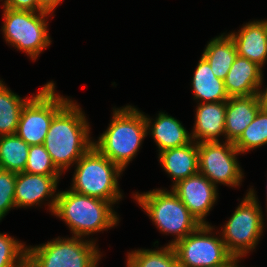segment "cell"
<instances>
[{"mask_svg": "<svg viewBox=\"0 0 267 267\" xmlns=\"http://www.w3.org/2000/svg\"><path fill=\"white\" fill-rule=\"evenodd\" d=\"M85 117L70 100L52 119L43 145L60 171L76 163L93 146Z\"/></svg>", "mask_w": 267, "mask_h": 267, "instance_id": "1", "label": "cell"}, {"mask_svg": "<svg viewBox=\"0 0 267 267\" xmlns=\"http://www.w3.org/2000/svg\"><path fill=\"white\" fill-rule=\"evenodd\" d=\"M51 199V212L65 221L75 237L106 230L119 221L109 201L72 190L58 192Z\"/></svg>", "mask_w": 267, "mask_h": 267, "instance_id": "2", "label": "cell"}, {"mask_svg": "<svg viewBox=\"0 0 267 267\" xmlns=\"http://www.w3.org/2000/svg\"><path fill=\"white\" fill-rule=\"evenodd\" d=\"M144 113L132 106L114 109L109 127L93 145L122 170L136 155L147 133Z\"/></svg>", "mask_w": 267, "mask_h": 267, "instance_id": "3", "label": "cell"}, {"mask_svg": "<svg viewBox=\"0 0 267 267\" xmlns=\"http://www.w3.org/2000/svg\"><path fill=\"white\" fill-rule=\"evenodd\" d=\"M72 191L115 204L122 198L118 177L123 171L94 145L77 161Z\"/></svg>", "mask_w": 267, "mask_h": 267, "instance_id": "4", "label": "cell"}, {"mask_svg": "<svg viewBox=\"0 0 267 267\" xmlns=\"http://www.w3.org/2000/svg\"><path fill=\"white\" fill-rule=\"evenodd\" d=\"M134 197L160 231L177 235L171 246L201 225L172 190L156 189Z\"/></svg>", "mask_w": 267, "mask_h": 267, "instance_id": "5", "label": "cell"}, {"mask_svg": "<svg viewBox=\"0 0 267 267\" xmlns=\"http://www.w3.org/2000/svg\"><path fill=\"white\" fill-rule=\"evenodd\" d=\"M95 242L80 237L59 239L27 248L26 267H97Z\"/></svg>", "mask_w": 267, "mask_h": 267, "instance_id": "6", "label": "cell"}, {"mask_svg": "<svg viewBox=\"0 0 267 267\" xmlns=\"http://www.w3.org/2000/svg\"><path fill=\"white\" fill-rule=\"evenodd\" d=\"M54 85L53 82L45 84L22 109L16 134L29 146L44 143L53 117L70 101L56 95Z\"/></svg>", "mask_w": 267, "mask_h": 267, "instance_id": "7", "label": "cell"}, {"mask_svg": "<svg viewBox=\"0 0 267 267\" xmlns=\"http://www.w3.org/2000/svg\"><path fill=\"white\" fill-rule=\"evenodd\" d=\"M243 199L222 230L227 251L238 258L254 249L264 225L254 190L250 189Z\"/></svg>", "mask_w": 267, "mask_h": 267, "instance_id": "8", "label": "cell"}, {"mask_svg": "<svg viewBox=\"0 0 267 267\" xmlns=\"http://www.w3.org/2000/svg\"><path fill=\"white\" fill-rule=\"evenodd\" d=\"M36 13L4 7L2 27L6 42L25 51L33 60L51 43L45 21L49 13Z\"/></svg>", "mask_w": 267, "mask_h": 267, "instance_id": "9", "label": "cell"}, {"mask_svg": "<svg viewBox=\"0 0 267 267\" xmlns=\"http://www.w3.org/2000/svg\"><path fill=\"white\" fill-rule=\"evenodd\" d=\"M210 224H201L195 231L174 243L179 267H210L225 263L232 255L224 241L211 234Z\"/></svg>", "mask_w": 267, "mask_h": 267, "instance_id": "10", "label": "cell"}, {"mask_svg": "<svg viewBox=\"0 0 267 267\" xmlns=\"http://www.w3.org/2000/svg\"><path fill=\"white\" fill-rule=\"evenodd\" d=\"M240 152L234 143L225 141H206L198 143L199 173L212 184L222 183L238 186L243 178L236 155Z\"/></svg>", "mask_w": 267, "mask_h": 267, "instance_id": "11", "label": "cell"}, {"mask_svg": "<svg viewBox=\"0 0 267 267\" xmlns=\"http://www.w3.org/2000/svg\"><path fill=\"white\" fill-rule=\"evenodd\" d=\"M217 186L212 184L204 175L197 173L182 179L173 185L172 191L178 196L189 212L201 224L217 199Z\"/></svg>", "mask_w": 267, "mask_h": 267, "instance_id": "12", "label": "cell"}, {"mask_svg": "<svg viewBox=\"0 0 267 267\" xmlns=\"http://www.w3.org/2000/svg\"><path fill=\"white\" fill-rule=\"evenodd\" d=\"M261 69L256 63L238 55L224 80L229 98L259 95L263 76Z\"/></svg>", "mask_w": 267, "mask_h": 267, "instance_id": "13", "label": "cell"}, {"mask_svg": "<svg viewBox=\"0 0 267 267\" xmlns=\"http://www.w3.org/2000/svg\"><path fill=\"white\" fill-rule=\"evenodd\" d=\"M60 176H46L27 172L16 173L14 202L16 207L33 206L56 192Z\"/></svg>", "mask_w": 267, "mask_h": 267, "instance_id": "14", "label": "cell"}, {"mask_svg": "<svg viewBox=\"0 0 267 267\" xmlns=\"http://www.w3.org/2000/svg\"><path fill=\"white\" fill-rule=\"evenodd\" d=\"M238 32L228 34L234 41L238 55L262 68L267 60V20L247 23Z\"/></svg>", "mask_w": 267, "mask_h": 267, "instance_id": "15", "label": "cell"}, {"mask_svg": "<svg viewBox=\"0 0 267 267\" xmlns=\"http://www.w3.org/2000/svg\"><path fill=\"white\" fill-rule=\"evenodd\" d=\"M261 108L259 95L229 98L225 116L226 141L235 143Z\"/></svg>", "mask_w": 267, "mask_h": 267, "instance_id": "16", "label": "cell"}, {"mask_svg": "<svg viewBox=\"0 0 267 267\" xmlns=\"http://www.w3.org/2000/svg\"><path fill=\"white\" fill-rule=\"evenodd\" d=\"M226 106L227 102L199 103L191 135L192 141H219V135L225 134Z\"/></svg>", "mask_w": 267, "mask_h": 267, "instance_id": "17", "label": "cell"}, {"mask_svg": "<svg viewBox=\"0 0 267 267\" xmlns=\"http://www.w3.org/2000/svg\"><path fill=\"white\" fill-rule=\"evenodd\" d=\"M159 161L163 169L174 179V184L199 172L198 143L190 142L159 152Z\"/></svg>", "mask_w": 267, "mask_h": 267, "instance_id": "18", "label": "cell"}, {"mask_svg": "<svg viewBox=\"0 0 267 267\" xmlns=\"http://www.w3.org/2000/svg\"><path fill=\"white\" fill-rule=\"evenodd\" d=\"M147 130L152 131L159 151L181 147L192 141L191 134L181 125V123L172 116L160 112L153 125L150 118L145 116ZM152 128H151V127Z\"/></svg>", "mask_w": 267, "mask_h": 267, "instance_id": "19", "label": "cell"}, {"mask_svg": "<svg viewBox=\"0 0 267 267\" xmlns=\"http://www.w3.org/2000/svg\"><path fill=\"white\" fill-rule=\"evenodd\" d=\"M194 98L204 103L227 102L229 96L224 81L216 78L210 64L202 56L192 79Z\"/></svg>", "mask_w": 267, "mask_h": 267, "instance_id": "20", "label": "cell"}, {"mask_svg": "<svg viewBox=\"0 0 267 267\" xmlns=\"http://www.w3.org/2000/svg\"><path fill=\"white\" fill-rule=\"evenodd\" d=\"M202 56L210 64L214 76L224 81L238 53L232 38L222 34L208 43Z\"/></svg>", "mask_w": 267, "mask_h": 267, "instance_id": "21", "label": "cell"}, {"mask_svg": "<svg viewBox=\"0 0 267 267\" xmlns=\"http://www.w3.org/2000/svg\"><path fill=\"white\" fill-rule=\"evenodd\" d=\"M30 146L17 134L0 136V169L24 172Z\"/></svg>", "mask_w": 267, "mask_h": 267, "instance_id": "22", "label": "cell"}, {"mask_svg": "<svg viewBox=\"0 0 267 267\" xmlns=\"http://www.w3.org/2000/svg\"><path fill=\"white\" fill-rule=\"evenodd\" d=\"M29 100L8 90L0 80V136L16 134L22 109Z\"/></svg>", "mask_w": 267, "mask_h": 267, "instance_id": "23", "label": "cell"}, {"mask_svg": "<svg viewBox=\"0 0 267 267\" xmlns=\"http://www.w3.org/2000/svg\"><path fill=\"white\" fill-rule=\"evenodd\" d=\"M127 257V267H179L174 248L169 244L160 250H135Z\"/></svg>", "mask_w": 267, "mask_h": 267, "instance_id": "24", "label": "cell"}, {"mask_svg": "<svg viewBox=\"0 0 267 267\" xmlns=\"http://www.w3.org/2000/svg\"><path fill=\"white\" fill-rule=\"evenodd\" d=\"M267 144V111L261 108L234 146L240 153Z\"/></svg>", "mask_w": 267, "mask_h": 267, "instance_id": "25", "label": "cell"}, {"mask_svg": "<svg viewBox=\"0 0 267 267\" xmlns=\"http://www.w3.org/2000/svg\"><path fill=\"white\" fill-rule=\"evenodd\" d=\"M24 172L46 176H60L62 174L54 165L43 144L30 145Z\"/></svg>", "mask_w": 267, "mask_h": 267, "instance_id": "26", "label": "cell"}, {"mask_svg": "<svg viewBox=\"0 0 267 267\" xmlns=\"http://www.w3.org/2000/svg\"><path fill=\"white\" fill-rule=\"evenodd\" d=\"M26 259L27 247L0 233V267H26Z\"/></svg>", "mask_w": 267, "mask_h": 267, "instance_id": "27", "label": "cell"}, {"mask_svg": "<svg viewBox=\"0 0 267 267\" xmlns=\"http://www.w3.org/2000/svg\"><path fill=\"white\" fill-rule=\"evenodd\" d=\"M16 173L0 169V220L10 208L16 207L14 202Z\"/></svg>", "mask_w": 267, "mask_h": 267, "instance_id": "28", "label": "cell"}, {"mask_svg": "<svg viewBox=\"0 0 267 267\" xmlns=\"http://www.w3.org/2000/svg\"><path fill=\"white\" fill-rule=\"evenodd\" d=\"M4 7L12 10L37 12L36 0H5Z\"/></svg>", "mask_w": 267, "mask_h": 267, "instance_id": "29", "label": "cell"}, {"mask_svg": "<svg viewBox=\"0 0 267 267\" xmlns=\"http://www.w3.org/2000/svg\"><path fill=\"white\" fill-rule=\"evenodd\" d=\"M36 1H37V12L43 11L50 14L62 0H36Z\"/></svg>", "mask_w": 267, "mask_h": 267, "instance_id": "30", "label": "cell"}, {"mask_svg": "<svg viewBox=\"0 0 267 267\" xmlns=\"http://www.w3.org/2000/svg\"><path fill=\"white\" fill-rule=\"evenodd\" d=\"M238 257L231 256L225 263L210 267H238Z\"/></svg>", "mask_w": 267, "mask_h": 267, "instance_id": "31", "label": "cell"}, {"mask_svg": "<svg viewBox=\"0 0 267 267\" xmlns=\"http://www.w3.org/2000/svg\"><path fill=\"white\" fill-rule=\"evenodd\" d=\"M259 97L262 108L267 111V88L264 92L262 90L259 91Z\"/></svg>", "mask_w": 267, "mask_h": 267, "instance_id": "32", "label": "cell"}]
</instances>
